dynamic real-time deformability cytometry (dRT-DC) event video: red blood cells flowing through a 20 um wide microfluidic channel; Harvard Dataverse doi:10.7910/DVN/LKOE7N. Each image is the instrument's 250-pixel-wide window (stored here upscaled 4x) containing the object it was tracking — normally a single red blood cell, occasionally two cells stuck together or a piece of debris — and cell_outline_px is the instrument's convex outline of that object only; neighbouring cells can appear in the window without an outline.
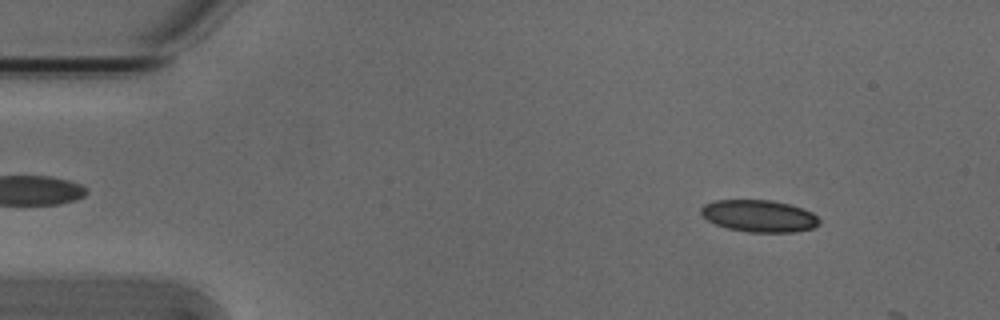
{"species": "Egyptian fruit bat (a non-hibernating species)", "species_latin": "Rousettus aegyptiacus", "temperature_condition": "cold", "stored_images_in_passage": 10, "camera_frame_rate_fps": 3000, "um_per_image_px": 0.085, "animal": {"sex": "male"}, "frame": {"image": 1, "passage_image": 6, "time_ms": 1.667, "image_size_px": [1000, 320], "cell_outline_px": [[820, 224], [812, 228], [796, 232], [748, 232], [728, 228], [716, 224], [708, 220], [700, 212], [700, 208], [704, 204], [716, 200], [772, 200], [804, 208], [812, 212], [820, 220]], "centroid_in_image_um": [64.54, 18.35], "position_along_channel_um": 20.5, "area_um2": 22.08}}